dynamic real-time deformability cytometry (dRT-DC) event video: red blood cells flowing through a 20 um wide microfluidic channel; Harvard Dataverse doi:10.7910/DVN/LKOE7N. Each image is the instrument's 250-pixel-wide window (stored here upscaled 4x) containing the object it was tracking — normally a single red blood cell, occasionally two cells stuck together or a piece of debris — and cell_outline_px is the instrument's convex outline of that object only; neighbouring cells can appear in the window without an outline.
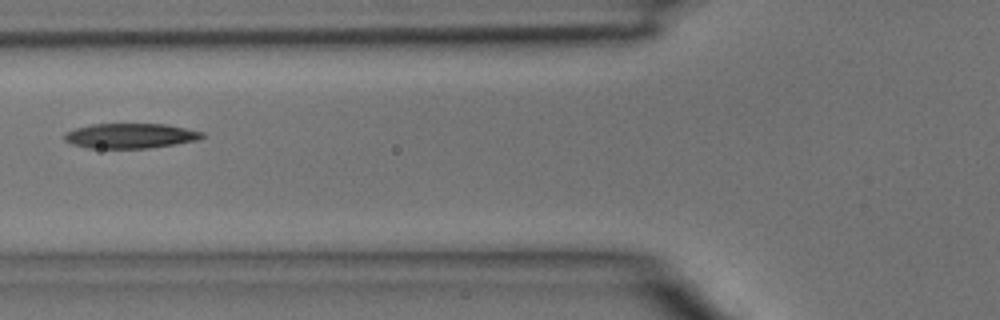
{"species": "common noctule bat (a hibernating species)", "species_latin": "Nyctalus noctula", "temperature_condition": "room temperature", "stored_images_in_passage": 4, "camera_frame_rate_fps": 3000, "um_per_image_px": 0.085, "animal": {"sex": "male", "body_mass_g": 15.6}, "frame": {"image": 1, "passage_image": 4, "time_ms": 1.0, "image_size_px": [1000, 320], "cell_outline_px": [[204, 136], [196, 140], [148, 148], [88, 148], [72, 144], [64, 140], [64, 132], [76, 128], [92, 124], [164, 124], [204, 132]], "centroid_in_image_um": [11.02, 11.54], "position_along_channel_um": 114.8, "area_um2": 19.83}}